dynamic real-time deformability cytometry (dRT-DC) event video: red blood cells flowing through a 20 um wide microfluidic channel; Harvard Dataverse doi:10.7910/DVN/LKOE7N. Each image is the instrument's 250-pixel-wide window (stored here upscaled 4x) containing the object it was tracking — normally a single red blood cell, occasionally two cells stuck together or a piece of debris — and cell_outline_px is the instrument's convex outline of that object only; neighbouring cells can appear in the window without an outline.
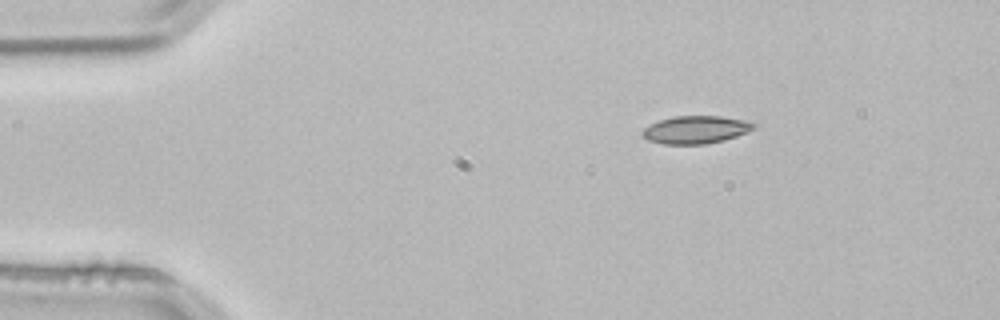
{"species": "common noctule bat (a hibernating species)", "species_latin": "Nyctalus noctula", "temperature_condition": "room temperature", "stored_images_in_passage": 3, "segment_of_instrument_passage": [1, 2], "camera_frame_rate_fps": 3000, "um_per_image_px": 0.085, "animal": {"sex": "male", "body_mass_g": 21.5, "forearm_length_mm": 52.0}, "frame": {"image": 1, "passage_image": 1, "time_ms": 0.0, "image_size_px": [1000, 320], "cell_outline_px": [[756, 124], [748, 132], [724, 140], [704, 144], [664, 144], [648, 140], [640, 132], [644, 128], [660, 120], [676, 116], [720, 116], [748, 120]], "centroid_in_image_um": [59.15, 11.02], "position_along_channel_um": 25.8, "area_um2": 17.86}}